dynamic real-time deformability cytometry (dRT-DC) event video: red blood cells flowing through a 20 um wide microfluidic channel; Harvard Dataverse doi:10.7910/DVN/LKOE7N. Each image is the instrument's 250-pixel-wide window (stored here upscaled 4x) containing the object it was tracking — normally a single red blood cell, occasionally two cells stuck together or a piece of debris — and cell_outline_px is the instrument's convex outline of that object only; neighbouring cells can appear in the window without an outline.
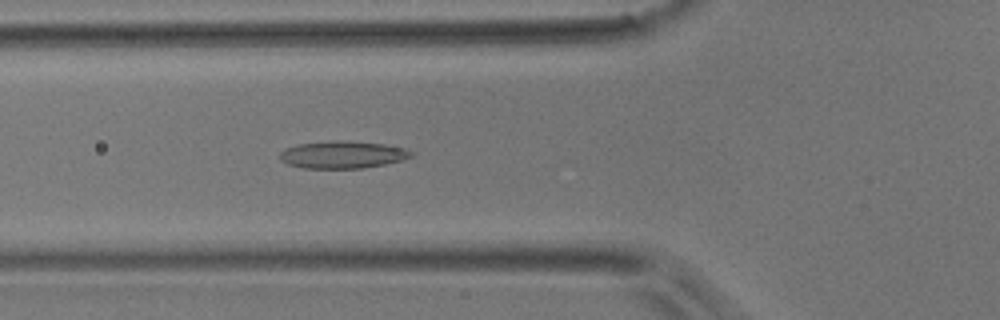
{"species": "common noctule bat (a hibernating species)", "species_latin": "Nyctalus noctula", "temperature_condition": "room temperature", "stored_images_in_passage": 51, "camera_frame_rate_fps": 3000, "um_per_image_px": 0.085, "animal": {"sex": "male", "body_mass_g": 17.9}, "frame": {"image": 1, "passage_image": 18, "time_ms": 5.667, "image_size_px": [1000, 320], "cell_outline_px": [[412, 156], [404, 160], [364, 168], [304, 168], [288, 164], [280, 160], [280, 152], [284, 148], [296, 144], [336, 140], [340, 140], [384, 144], [404, 148], [412, 152]], "centroid_in_image_um": [29.09, 13.14], "position_along_channel_um": 96.7, "area_um2": 20.92}}
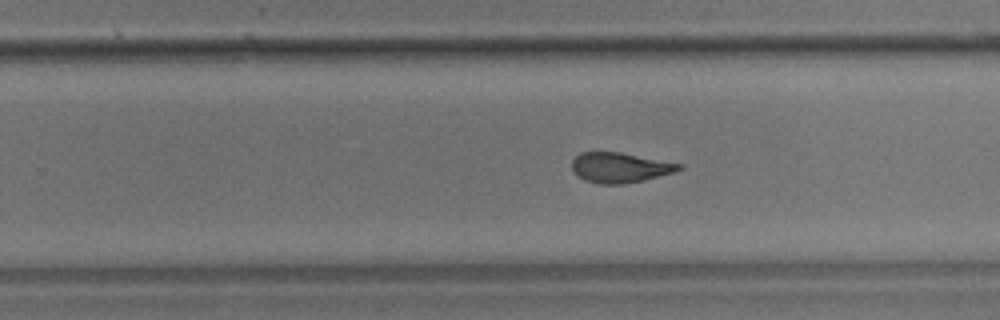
{"frame": {"image": 2, "passage_image": 32, "time_ms": 10.333, "image_size_px": [1000, 320], "cell_outline_px": [[684, 168], [676, 172], [644, 180], [624, 184], [600, 184], [584, 180], [572, 168], [572, 160], [580, 152], [620, 152], [684, 164]], "centroid_in_image_um": [52.75, 14.24], "position_along_channel_um": 277.0, "area_um2": 18.84}}
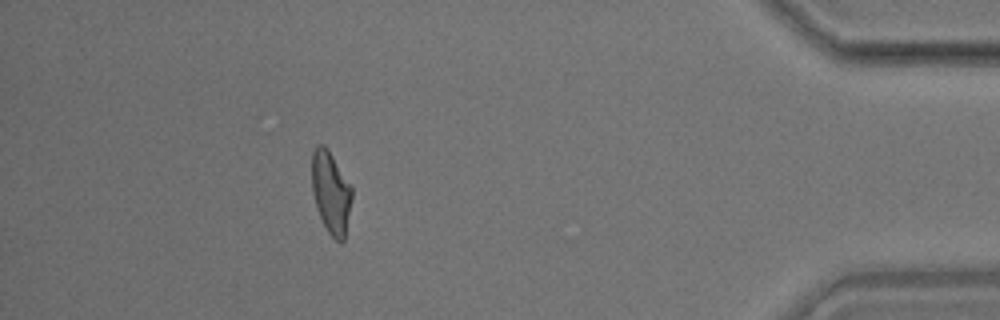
{"frame": {"image": 3, "passage_image": 46, "time_ms": 15.0, "image_size_px": [1000, 320], "cell_outline_px": [[352, 196], [344, 240], [340, 244], [328, 232], [316, 208], [312, 192], [312, 152], [316, 144], [324, 144], [328, 148], [352, 184]], "centroid_in_image_um": [28.13, 16.31], "position_along_channel_um": 407.1, "area_um2": 19.48}, "authors_computed_cell_mechanics": {"area_um2": 19.652, "velocity_mm_per_s": 3.8588, "shape_relaxation_time_tau1_ms": null, "shape_relaxation_time_tau2_ms": 1.7888, "deformation_change_tau1": null, "deformation_change_tau2": 0.1001}}